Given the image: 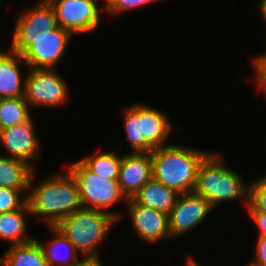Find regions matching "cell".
I'll return each instance as SVG.
<instances>
[{"instance_id":"5b68a950","label":"cell","mask_w":266,"mask_h":266,"mask_svg":"<svg viewBox=\"0 0 266 266\" xmlns=\"http://www.w3.org/2000/svg\"><path fill=\"white\" fill-rule=\"evenodd\" d=\"M71 37L69 31L58 26L36 36L13 37L10 49L22 55L28 68L54 69L63 58Z\"/></svg>"},{"instance_id":"9a60e30c","label":"cell","mask_w":266,"mask_h":266,"mask_svg":"<svg viewBox=\"0 0 266 266\" xmlns=\"http://www.w3.org/2000/svg\"><path fill=\"white\" fill-rule=\"evenodd\" d=\"M140 119H142V136L154 149L168 145L165 141L172 133L173 125L166 113L140 103Z\"/></svg>"},{"instance_id":"f1b7e54d","label":"cell","mask_w":266,"mask_h":266,"mask_svg":"<svg viewBox=\"0 0 266 266\" xmlns=\"http://www.w3.org/2000/svg\"><path fill=\"white\" fill-rule=\"evenodd\" d=\"M254 78H266V53L263 55L259 54L256 58L252 59Z\"/></svg>"},{"instance_id":"ba28073f","label":"cell","mask_w":266,"mask_h":266,"mask_svg":"<svg viewBox=\"0 0 266 266\" xmlns=\"http://www.w3.org/2000/svg\"><path fill=\"white\" fill-rule=\"evenodd\" d=\"M55 13L58 26L72 35L96 30L100 22L98 0H47Z\"/></svg>"},{"instance_id":"7402d4cb","label":"cell","mask_w":266,"mask_h":266,"mask_svg":"<svg viewBox=\"0 0 266 266\" xmlns=\"http://www.w3.org/2000/svg\"><path fill=\"white\" fill-rule=\"evenodd\" d=\"M117 152L104 151L79 159L90 171L101 178L118 181L122 155Z\"/></svg>"},{"instance_id":"ac0fdd59","label":"cell","mask_w":266,"mask_h":266,"mask_svg":"<svg viewBox=\"0 0 266 266\" xmlns=\"http://www.w3.org/2000/svg\"><path fill=\"white\" fill-rule=\"evenodd\" d=\"M34 167L23 160L0 156V187L15 190H27Z\"/></svg>"},{"instance_id":"2e32d148","label":"cell","mask_w":266,"mask_h":266,"mask_svg":"<svg viewBox=\"0 0 266 266\" xmlns=\"http://www.w3.org/2000/svg\"><path fill=\"white\" fill-rule=\"evenodd\" d=\"M179 195L177 191L151 178L132 199L141 206L157 209L168 215Z\"/></svg>"},{"instance_id":"277c9868","label":"cell","mask_w":266,"mask_h":266,"mask_svg":"<svg viewBox=\"0 0 266 266\" xmlns=\"http://www.w3.org/2000/svg\"><path fill=\"white\" fill-rule=\"evenodd\" d=\"M118 219L102 210L81 208L60 221L55 227L85 256H100L99 244Z\"/></svg>"},{"instance_id":"484cf974","label":"cell","mask_w":266,"mask_h":266,"mask_svg":"<svg viewBox=\"0 0 266 266\" xmlns=\"http://www.w3.org/2000/svg\"><path fill=\"white\" fill-rule=\"evenodd\" d=\"M105 2L104 9L110 15H117L123 12H127V10L131 11L135 8H141V6H146L149 4L156 3L159 0H103Z\"/></svg>"},{"instance_id":"4316f807","label":"cell","mask_w":266,"mask_h":266,"mask_svg":"<svg viewBox=\"0 0 266 266\" xmlns=\"http://www.w3.org/2000/svg\"><path fill=\"white\" fill-rule=\"evenodd\" d=\"M255 250L256 257L250 263L254 266H266V236L258 237Z\"/></svg>"},{"instance_id":"d4e9b609","label":"cell","mask_w":266,"mask_h":266,"mask_svg":"<svg viewBox=\"0 0 266 266\" xmlns=\"http://www.w3.org/2000/svg\"><path fill=\"white\" fill-rule=\"evenodd\" d=\"M26 190L0 187V214L20 209L27 202V195L20 196Z\"/></svg>"},{"instance_id":"8992f818","label":"cell","mask_w":266,"mask_h":266,"mask_svg":"<svg viewBox=\"0 0 266 266\" xmlns=\"http://www.w3.org/2000/svg\"><path fill=\"white\" fill-rule=\"evenodd\" d=\"M68 170L78 184L82 208L102 210L112 214L118 220L121 218V214L108 209L118 201L127 202L118 181L99 177L80 160L69 164Z\"/></svg>"},{"instance_id":"9c48e42d","label":"cell","mask_w":266,"mask_h":266,"mask_svg":"<svg viewBox=\"0 0 266 266\" xmlns=\"http://www.w3.org/2000/svg\"><path fill=\"white\" fill-rule=\"evenodd\" d=\"M212 205L194 192L180 194L173 209L168 214L169 231L171 237H178L191 232L207 219Z\"/></svg>"},{"instance_id":"44dd1931","label":"cell","mask_w":266,"mask_h":266,"mask_svg":"<svg viewBox=\"0 0 266 266\" xmlns=\"http://www.w3.org/2000/svg\"><path fill=\"white\" fill-rule=\"evenodd\" d=\"M124 127L126 141L130 142L132 153H151L154 148L142 136V119H140V104L129 106L124 111Z\"/></svg>"},{"instance_id":"30bf717a","label":"cell","mask_w":266,"mask_h":266,"mask_svg":"<svg viewBox=\"0 0 266 266\" xmlns=\"http://www.w3.org/2000/svg\"><path fill=\"white\" fill-rule=\"evenodd\" d=\"M34 123L31 117L22 124L0 130V144L7 153L2 156L23 160L34 166L33 162L38 161L41 155Z\"/></svg>"},{"instance_id":"52a82bcc","label":"cell","mask_w":266,"mask_h":266,"mask_svg":"<svg viewBox=\"0 0 266 266\" xmlns=\"http://www.w3.org/2000/svg\"><path fill=\"white\" fill-rule=\"evenodd\" d=\"M25 75L24 98L29 108L32 106L59 107L66 103L69 97L68 88L64 77L55 69L29 68Z\"/></svg>"},{"instance_id":"4dcf8cb0","label":"cell","mask_w":266,"mask_h":266,"mask_svg":"<svg viewBox=\"0 0 266 266\" xmlns=\"http://www.w3.org/2000/svg\"><path fill=\"white\" fill-rule=\"evenodd\" d=\"M256 86L258 87L257 90H262L263 93L266 94V78H255Z\"/></svg>"},{"instance_id":"e0dca14e","label":"cell","mask_w":266,"mask_h":266,"mask_svg":"<svg viewBox=\"0 0 266 266\" xmlns=\"http://www.w3.org/2000/svg\"><path fill=\"white\" fill-rule=\"evenodd\" d=\"M8 248L0 257L1 266H49L43 248L35 237L27 243Z\"/></svg>"},{"instance_id":"d6a6232c","label":"cell","mask_w":266,"mask_h":266,"mask_svg":"<svg viewBox=\"0 0 266 266\" xmlns=\"http://www.w3.org/2000/svg\"><path fill=\"white\" fill-rule=\"evenodd\" d=\"M185 266H200L199 263H197L196 259H193L191 257H188Z\"/></svg>"},{"instance_id":"f546056e","label":"cell","mask_w":266,"mask_h":266,"mask_svg":"<svg viewBox=\"0 0 266 266\" xmlns=\"http://www.w3.org/2000/svg\"><path fill=\"white\" fill-rule=\"evenodd\" d=\"M101 256H85L78 260L73 266H102Z\"/></svg>"},{"instance_id":"603a6c76","label":"cell","mask_w":266,"mask_h":266,"mask_svg":"<svg viewBox=\"0 0 266 266\" xmlns=\"http://www.w3.org/2000/svg\"><path fill=\"white\" fill-rule=\"evenodd\" d=\"M24 97L0 99V130L22 124L32 116Z\"/></svg>"},{"instance_id":"1f68e13d","label":"cell","mask_w":266,"mask_h":266,"mask_svg":"<svg viewBox=\"0 0 266 266\" xmlns=\"http://www.w3.org/2000/svg\"><path fill=\"white\" fill-rule=\"evenodd\" d=\"M259 4V12L261 13L262 19L266 22V0H260Z\"/></svg>"},{"instance_id":"7a4b0ae2","label":"cell","mask_w":266,"mask_h":266,"mask_svg":"<svg viewBox=\"0 0 266 266\" xmlns=\"http://www.w3.org/2000/svg\"><path fill=\"white\" fill-rule=\"evenodd\" d=\"M196 148L168 144L154 149L152 178L179 194L194 191L200 163L210 153Z\"/></svg>"},{"instance_id":"3957f363","label":"cell","mask_w":266,"mask_h":266,"mask_svg":"<svg viewBox=\"0 0 266 266\" xmlns=\"http://www.w3.org/2000/svg\"><path fill=\"white\" fill-rule=\"evenodd\" d=\"M222 163L220 155L210 153L200 163L194 193L203 196L212 207L224 201L244 199L249 203V182ZM246 199V200H245Z\"/></svg>"},{"instance_id":"7c38bea8","label":"cell","mask_w":266,"mask_h":266,"mask_svg":"<svg viewBox=\"0 0 266 266\" xmlns=\"http://www.w3.org/2000/svg\"><path fill=\"white\" fill-rule=\"evenodd\" d=\"M152 178L150 153H126L122 155L118 183L123 195L132 199Z\"/></svg>"},{"instance_id":"ffe728a7","label":"cell","mask_w":266,"mask_h":266,"mask_svg":"<svg viewBox=\"0 0 266 266\" xmlns=\"http://www.w3.org/2000/svg\"><path fill=\"white\" fill-rule=\"evenodd\" d=\"M49 228L54 239L45 245L40 242L49 266H73L79 260V253L56 227ZM59 249H63L64 253H60Z\"/></svg>"},{"instance_id":"cb8c5ba5","label":"cell","mask_w":266,"mask_h":266,"mask_svg":"<svg viewBox=\"0 0 266 266\" xmlns=\"http://www.w3.org/2000/svg\"><path fill=\"white\" fill-rule=\"evenodd\" d=\"M246 209L247 211L266 212V176L249 184V203Z\"/></svg>"},{"instance_id":"8fae6325","label":"cell","mask_w":266,"mask_h":266,"mask_svg":"<svg viewBox=\"0 0 266 266\" xmlns=\"http://www.w3.org/2000/svg\"><path fill=\"white\" fill-rule=\"evenodd\" d=\"M129 219L133 225V231L138 237L149 244L159 240L171 238L169 231L168 215L157 209L137 204L133 199H128Z\"/></svg>"},{"instance_id":"5bb4252c","label":"cell","mask_w":266,"mask_h":266,"mask_svg":"<svg viewBox=\"0 0 266 266\" xmlns=\"http://www.w3.org/2000/svg\"><path fill=\"white\" fill-rule=\"evenodd\" d=\"M0 50V99L24 97L26 79L21 78L20 63L28 66L22 55ZM20 65V66H19Z\"/></svg>"},{"instance_id":"d6986e66","label":"cell","mask_w":266,"mask_h":266,"mask_svg":"<svg viewBox=\"0 0 266 266\" xmlns=\"http://www.w3.org/2000/svg\"><path fill=\"white\" fill-rule=\"evenodd\" d=\"M30 214L26 202L20 209L0 214V238L11 242L10 245L27 243L34 238L27 233L25 214Z\"/></svg>"},{"instance_id":"83f0119b","label":"cell","mask_w":266,"mask_h":266,"mask_svg":"<svg viewBox=\"0 0 266 266\" xmlns=\"http://www.w3.org/2000/svg\"><path fill=\"white\" fill-rule=\"evenodd\" d=\"M250 217L259 228L258 237L266 236V212L264 211H248Z\"/></svg>"},{"instance_id":"6da1fadb","label":"cell","mask_w":266,"mask_h":266,"mask_svg":"<svg viewBox=\"0 0 266 266\" xmlns=\"http://www.w3.org/2000/svg\"><path fill=\"white\" fill-rule=\"evenodd\" d=\"M33 173L27 195L32 215L42 216L40 219L49 227H55L74 211L82 208L78 184L69 170L56 172L36 186H33L35 170Z\"/></svg>"},{"instance_id":"4fadbf2b","label":"cell","mask_w":266,"mask_h":266,"mask_svg":"<svg viewBox=\"0 0 266 266\" xmlns=\"http://www.w3.org/2000/svg\"><path fill=\"white\" fill-rule=\"evenodd\" d=\"M21 13L18 16L13 37L36 36L40 32L58 27L54 10L47 0H40L31 9Z\"/></svg>"}]
</instances>
